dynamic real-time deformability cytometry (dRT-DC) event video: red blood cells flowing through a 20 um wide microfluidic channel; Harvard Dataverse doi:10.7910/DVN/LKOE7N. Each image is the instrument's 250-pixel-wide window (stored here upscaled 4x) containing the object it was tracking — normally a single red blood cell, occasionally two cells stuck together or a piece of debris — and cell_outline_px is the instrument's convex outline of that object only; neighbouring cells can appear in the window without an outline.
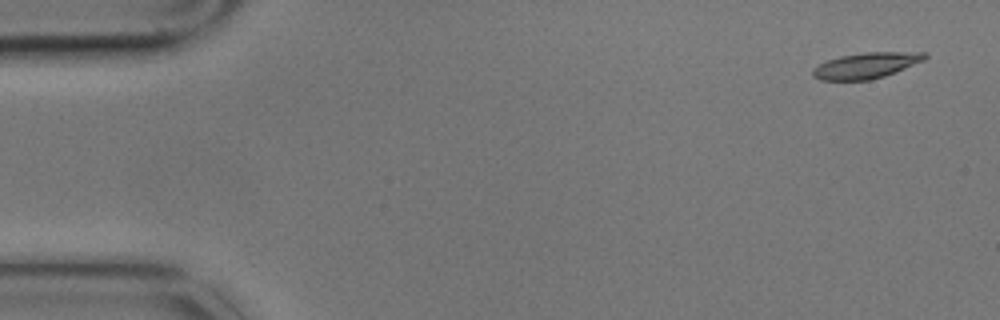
{"species": "common noctule bat (a hibernating species)", "species_latin": "Nyctalus noctula", "temperature_condition": "cold", "stored_images_in_passage": 4, "camera_frame_rate_fps": 3000, "um_per_image_px": 0.085, "animal": {"sex": "male", "body_mass_g": 17.9}, "frame": {"image": 1, "passage_image": 1, "time_ms": 0.0, "image_size_px": [1000, 320], "cell_outline_px": [[928, 56], [924, 60], [884, 76], [868, 80], [820, 80], [812, 76], [812, 68], [828, 60], [840, 56], [864, 52], [928, 52]], "centroid_in_image_um": [73.61, 5.56], "position_along_channel_um": 11.4, "area_um2": 16.76}}
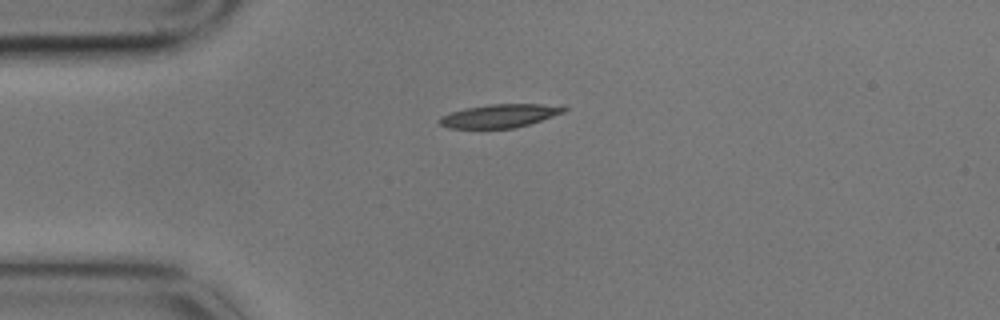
{"frame": {"image": 2, "passage_image": 4, "time_ms": 1.0, "image_size_px": [1000, 320], "cell_outline_px": [[568, 108], [564, 112], [516, 128], [448, 128], [440, 124], [436, 120], [440, 116], [464, 108], [488, 104], [564, 104]], "centroid_in_image_um": [42.48, 9.83], "position_along_channel_um": 42.5, "area_um2": 17.11}}